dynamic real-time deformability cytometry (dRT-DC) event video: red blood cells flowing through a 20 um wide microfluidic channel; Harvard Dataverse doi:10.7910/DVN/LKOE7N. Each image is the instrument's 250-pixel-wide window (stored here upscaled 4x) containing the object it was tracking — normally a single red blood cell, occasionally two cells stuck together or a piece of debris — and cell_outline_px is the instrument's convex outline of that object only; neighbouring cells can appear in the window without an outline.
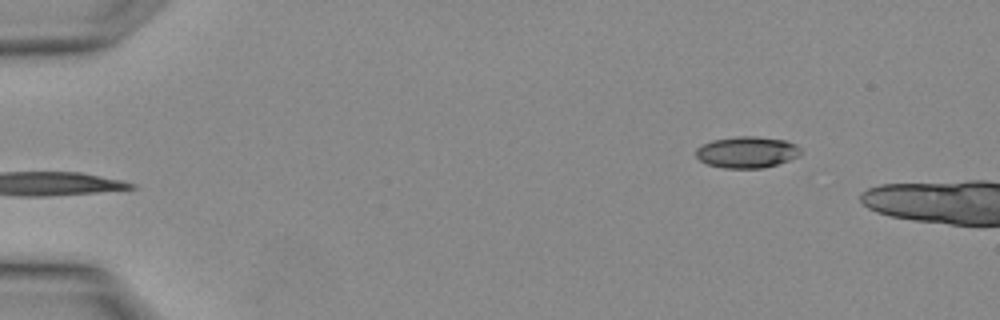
{"species": "Egyptian fruit bat (a non-hibernating species)", "species_latin": "Rousettus aegyptiacus", "temperature_condition": "warm", "stored_images_in_passage": 3, "segment_of_instrument_passage": [2, 2], "camera_frame_rate_fps": 3000, "um_per_image_px": 0.085, "animal": {"sex": "female"}, "frame": {"image": 1, "passage_image": 3, "time_ms": 0.667, "image_size_px": [1000, 320], "cell_outline_px": [[800, 156], [764, 168], [724, 168], [708, 164], [700, 160], [696, 156], [696, 148], [712, 140], [736, 136], [756, 136], [784, 140], [796, 144], [800, 148]], "centroid_in_image_um": [63.49, 12.93], "position_along_channel_um": 21.5, "area_um2": 19.13}}